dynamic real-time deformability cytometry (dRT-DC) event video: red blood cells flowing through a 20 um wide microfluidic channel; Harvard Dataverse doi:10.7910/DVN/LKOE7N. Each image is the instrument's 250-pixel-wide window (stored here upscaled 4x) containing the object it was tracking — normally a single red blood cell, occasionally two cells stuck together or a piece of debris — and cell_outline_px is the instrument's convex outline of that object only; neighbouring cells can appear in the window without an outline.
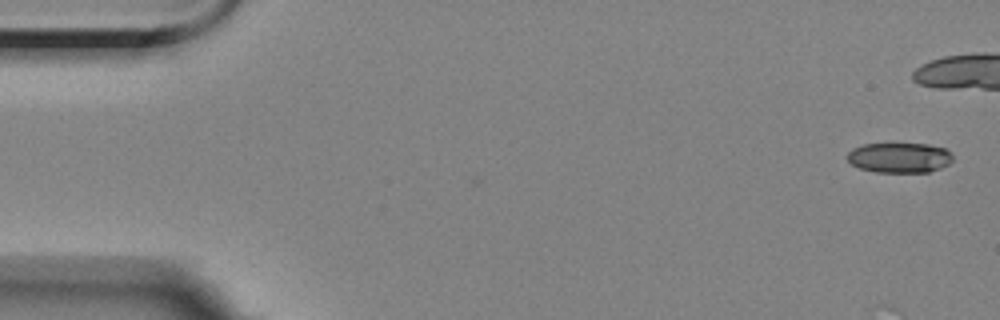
{"species": "Egyptian fruit bat (a non-hibernating species)", "species_latin": "Rousettus aegyptiacus", "temperature_condition": "room temperature", "stored_images_in_passage": 2, "camera_frame_rate_fps": 3000, "um_per_image_px": 0.085, "animal": {"sex": "female"}, "frame": {"image": 1, "passage_image": 2, "time_ms": 1.333, "image_size_px": [1000, 320], "cell_outline_px": [[952, 160], [948, 164], [940, 168], [928, 172], [876, 172], [860, 168], [852, 164], [848, 160], [848, 152], [852, 148], [864, 144], [892, 140], [928, 144], [944, 148], [952, 156]], "centroid_in_image_um": [76.42, 13.34], "position_along_channel_um": 8.6, "area_um2": 19.25}}